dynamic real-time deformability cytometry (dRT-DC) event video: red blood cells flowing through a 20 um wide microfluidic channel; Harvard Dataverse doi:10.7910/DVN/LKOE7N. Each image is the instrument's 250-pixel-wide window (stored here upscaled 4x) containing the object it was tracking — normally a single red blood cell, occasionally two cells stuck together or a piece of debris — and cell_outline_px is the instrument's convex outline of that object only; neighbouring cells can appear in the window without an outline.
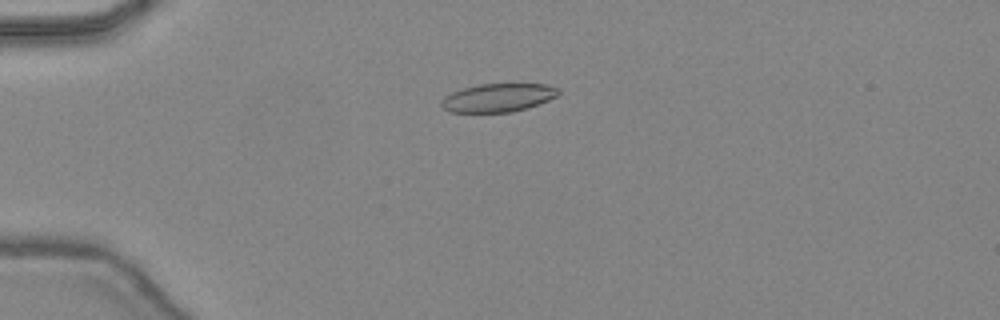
{"species": "common noctule bat (a hibernating species)", "species_latin": "Nyctalus noctula", "temperature_condition": "warm", "stored_images_in_passage": 47, "camera_frame_rate_fps": 3000, "um_per_image_px": 0.085, "animal": {"sex": "female", "body_mass_g": 24.6, "forearm_length_mm": 56.2}, "frame": {"image": 1, "passage_image": 13, "time_ms": 4.0, "image_size_px": [1000, 320], "cell_outline_px": [[560, 92], [556, 96], [548, 100], [528, 108], [512, 112], [448, 112], [440, 104], [440, 100], [444, 96], [460, 88], [480, 84], [548, 84], [560, 88]], "centroid_in_image_um": [42.32, 8.3], "position_along_channel_um": 42.7, "area_um2": 19.54}}
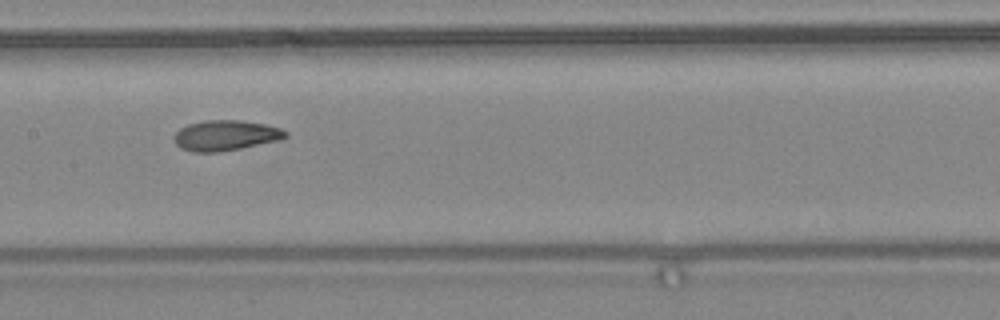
{"frame": {"image": 2, "passage_image": 25, "time_ms": 8.0, "image_size_px": [1000, 320], "cell_outline_px": [[288, 136], [280, 140], [220, 152], [192, 152], [180, 148], [172, 140], [172, 136], [180, 128], [188, 124], [204, 120], [240, 120], [264, 124], [280, 128], [288, 132]], "centroid_in_image_um": [19.14, 11.51], "position_along_channel_um": 188.3, "area_um2": 19.88}}
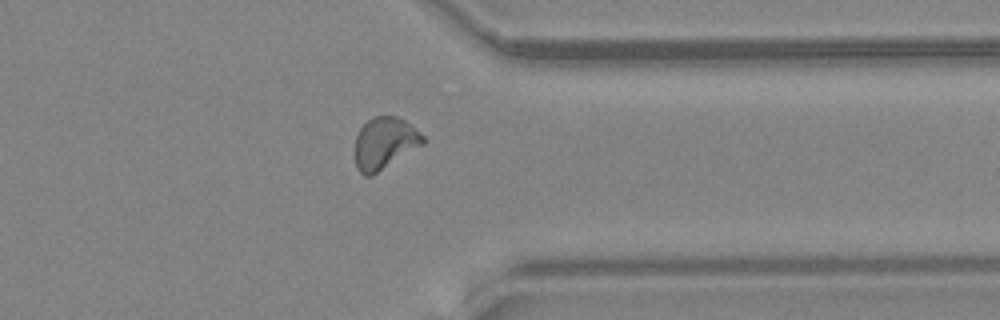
{"frame": {"image": 3, "passage_image": 38, "time_ms": 12.333, "image_size_px": [1000, 320], "cell_outline_px": [[424, 144], [372, 176], [364, 176], [356, 168], [356, 136], [360, 128], [368, 120], [376, 116], [396, 116], [404, 120], [424, 136]], "centroid_in_image_um": [32.69, 12.18], "position_along_channel_um": 378.7, "area_um2": 20.35}, "authors_computed_cell_mechanics": {"area_um2": 19.7676, "velocity_mm_per_s": 4.4826, "shape_relaxation_time_tau1_ms": 8.7276, "shape_relaxation_time_tau2_ms": 1.5759, "deformation_change_tau1": 0.2041, "deformation_change_tau2": 0.0673}}